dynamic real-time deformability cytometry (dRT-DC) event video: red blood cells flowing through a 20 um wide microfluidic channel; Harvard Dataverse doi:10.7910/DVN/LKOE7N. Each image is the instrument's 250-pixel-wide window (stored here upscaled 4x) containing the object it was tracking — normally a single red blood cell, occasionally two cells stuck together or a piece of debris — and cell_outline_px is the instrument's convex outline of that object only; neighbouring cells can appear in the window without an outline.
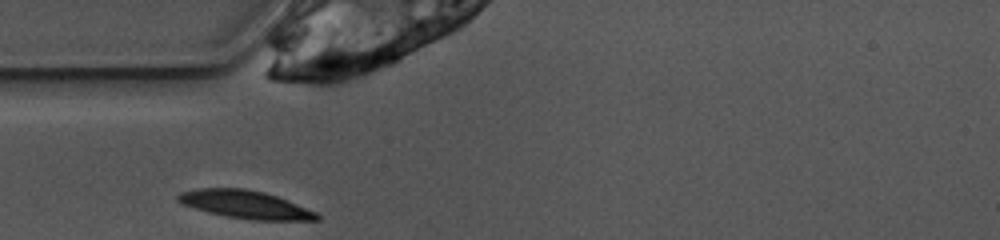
{"species": "common noctule bat (a hibernating species)", "species_latin": "Nyctalus noctula", "temperature_condition": "warm", "stored_images_in_passage": 24, "camera_frame_rate_fps": 3000, "um_per_image_px": 0.085, "animal": {"sex": "female", "body_mass_g": 10.0, "forearm_length_mm": 53.1}, "frame": {"image": 1, "passage_image": 1, "time_ms": 0.0, "image_size_px": [1000, 240], "cell_outline_px": [[320, 220], [252, 220], [224, 216], [208, 212], [180, 204], [176, 200], [176, 196], [180, 192], [200, 188], [244, 188], [264, 192], [276, 196], [316, 212], [320, 216]], "centroid_in_image_um": [20.8, 17.38], "position_along_channel_um": 64.2, "area_um2": 22.6}}
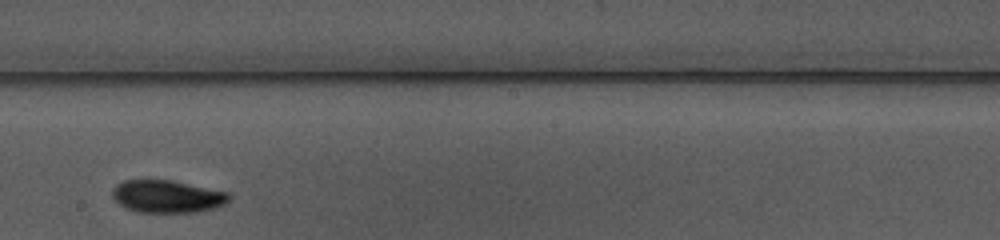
{"frame": {"image": 2, "passage_image": 14, "time_ms": 4.333, "image_size_px": [1000, 240], "cell_outline_px": [[232, 200], [216, 208], [196, 212], [136, 212], [120, 204], [112, 196], [112, 188], [116, 184], [124, 180], [172, 180], [228, 192], [232, 196]], "centroid_in_image_um": [14.25, 16.69], "position_along_channel_um": 234.0, "area_um2": 22.25}}
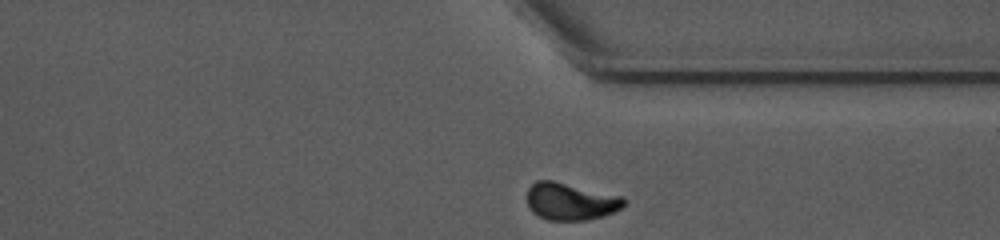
{"frame": {"image": 3, "passage_image": 24, "time_ms": 7.667, "image_size_px": [1000, 240], "cell_outline_px": [[624, 204], [620, 208], [604, 216], [584, 220], [548, 220], [532, 212], [528, 208], [528, 188], [536, 180], [552, 180], [624, 196]], "centroid_in_image_um": [48.48, 17.11], "position_along_channel_um": 362.9, "area_um2": 20.98}, "authors_computed_cell_mechanics": {"area_um2": 22.0507, "velocity_mm_per_s": 3.8945, "shape_relaxation_time_tau1_ms": 2.7998, "shape_relaxation_time_tau2_ms": 6.8305, "deformation_change_tau1": 0.1122, "deformation_change_tau2": 0.0851}}